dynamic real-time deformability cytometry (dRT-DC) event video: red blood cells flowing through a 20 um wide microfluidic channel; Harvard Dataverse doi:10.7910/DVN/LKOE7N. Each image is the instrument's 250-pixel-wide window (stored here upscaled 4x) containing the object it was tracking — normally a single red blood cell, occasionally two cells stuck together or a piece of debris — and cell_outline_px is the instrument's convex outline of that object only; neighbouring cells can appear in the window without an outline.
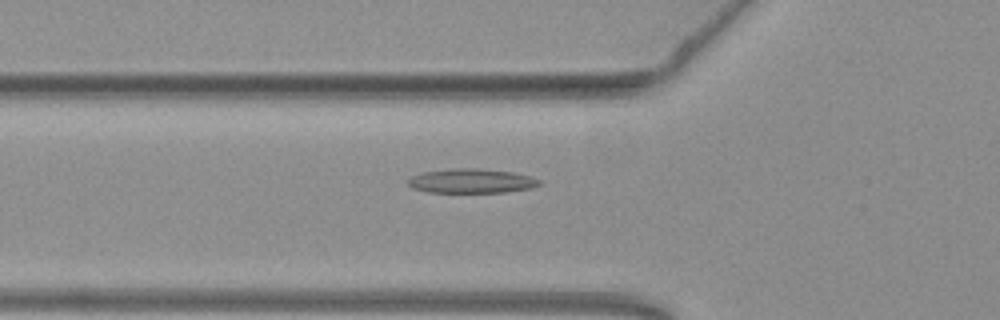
{"species": "common noctule bat (a hibernating species)", "species_latin": "Nyctalus noctula", "temperature_condition": "warm", "stored_images_in_passage": 39, "camera_frame_rate_fps": 3000, "um_per_image_px": 0.085, "animal": {"sex": "female", "body_mass_g": 19.3, "forearm_length_mm": 54.1}, "frame": {"image": 1, "passage_image": 4, "time_ms": 1.0, "image_size_px": [1000, 320], "cell_outline_px": [[544, 184], [532, 188], [504, 192], [428, 192], [412, 188], [408, 184], [408, 180], [412, 176], [420, 172], [456, 168], [476, 168], [512, 172], [528, 176], [540, 180]], "centroid_in_image_um": [40.07, 15.38], "position_along_channel_um": 85.7, "area_um2": 18.61}}
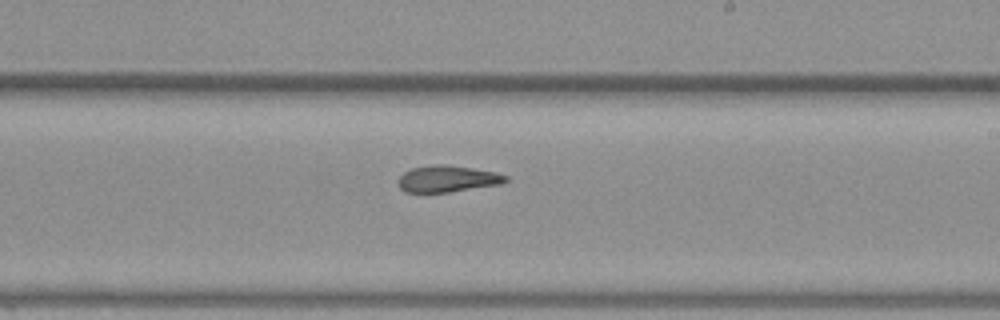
{"frame": {"image": 2, "passage_image": 17, "time_ms": 5.333, "image_size_px": [1000, 320], "cell_outline_px": [[508, 180], [500, 184], [448, 192], [404, 192], [400, 188], [396, 180], [404, 172], [412, 168], [436, 164], [444, 164], [496, 172], [508, 176]], "centroid_in_image_um": [38.0, 15.2], "position_along_channel_um": 251.0, "area_um2": 16.53}}
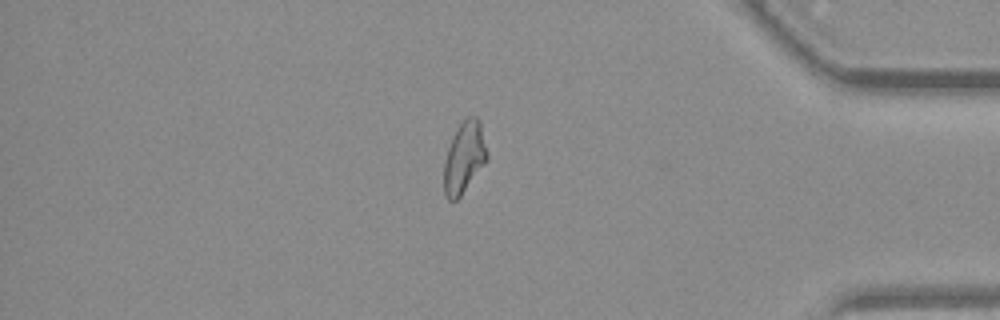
{"frame": {"image": 3, "passage_image": 31, "time_ms": 10.0, "image_size_px": [1000, 320], "cell_outline_px": [[488, 160], [460, 196], [456, 200], [448, 200], [444, 192], [444, 164], [448, 148], [452, 136], [464, 116], [476, 116], [480, 120], [488, 156]], "centroid_in_image_um": [39.46, 13.35], "position_along_channel_um": 395.7, "area_um2": 17.98}}